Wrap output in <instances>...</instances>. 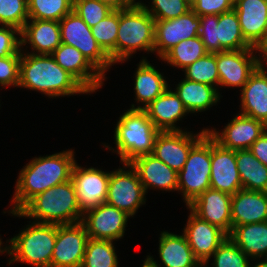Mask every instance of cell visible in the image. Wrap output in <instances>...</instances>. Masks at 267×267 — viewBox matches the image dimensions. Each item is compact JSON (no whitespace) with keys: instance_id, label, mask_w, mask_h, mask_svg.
Wrapping results in <instances>:
<instances>
[{"instance_id":"6da1fadb","label":"cell","mask_w":267,"mask_h":267,"mask_svg":"<svg viewBox=\"0 0 267 267\" xmlns=\"http://www.w3.org/2000/svg\"><path fill=\"white\" fill-rule=\"evenodd\" d=\"M76 161L73 149L33 157L18 173L7 212H18L37 194L69 181Z\"/></svg>"},{"instance_id":"7a4b0ae2","label":"cell","mask_w":267,"mask_h":267,"mask_svg":"<svg viewBox=\"0 0 267 267\" xmlns=\"http://www.w3.org/2000/svg\"><path fill=\"white\" fill-rule=\"evenodd\" d=\"M18 88L38 91L48 98L90 93L51 55L21 52Z\"/></svg>"},{"instance_id":"3957f363","label":"cell","mask_w":267,"mask_h":267,"mask_svg":"<svg viewBox=\"0 0 267 267\" xmlns=\"http://www.w3.org/2000/svg\"><path fill=\"white\" fill-rule=\"evenodd\" d=\"M6 210L4 214L42 224H75L81 222L83 216L71 179L37 194L18 212Z\"/></svg>"},{"instance_id":"277c9868","label":"cell","mask_w":267,"mask_h":267,"mask_svg":"<svg viewBox=\"0 0 267 267\" xmlns=\"http://www.w3.org/2000/svg\"><path fill=\"white\" fill-rule=\"evenodd\" d=\"M124 111L113 131L115 148L110 147L108 143H104L103 147L116 153L120 163H129L138 156L152 154L155 138L160 131L153 125L144 110Z\"/></svg>"},{"instance_id":"5b68a950","label":"cell","mask_w":267,"mask_h":267,"mask_svg":"<svg viewBox=\"0 0 267 267\" xmlns=\"http://www.w3.org/2000/svg\"><path fill=\"white\" fill-rule=\"evenodd\" d=\"M57 238V225L29 221L24 229L5 241L8 264L23 263L34 267H51Z\"/></svg>"},{"instance_id":"8992f818","label":"cell","mask_w":267,"mask_h":267,"mask_svg":"<svg viewBox=\"0 0 267 267\" xmlns=\"http://www.w3.org/2000/svg\"><path fill=\"white\" fill-rule=\"evenodd\" d=\"M155 20L138 2L119 10L116 40V65L128 62L137 51L154 52Z\"/></svg>"},{"instance_id":"52a82bcc","label":"cell","mask_w":267,"mask_h":267,"mask_svg":"<svg viewBox=\"0 0 267 267\" xmlns=\"http://www.w3.org/2000/svg\"><path fill=\"white\" fill-rule=\"evenodd\" d=\"M211 136L206 133L189 151L187 161L178 172L177 193L186 207L210 189Z\"/></svg>"},{"instance_id":"ba28073f","label":"cell","mask_w":267,"mask_h":267,"mask_svg":"<svg viewBox=\"0 0 267 267\" xmlns=\"http://www.w3.org/2000/svg\"><path fill=\"white\" fill-rule=\"evenodd\" d=\"M59 24L61 42L77 48L107 78L106 72L110 71L114 64L95 40L91 28L73 10L64 16Z\"/></svg>"},{"instance_id":"9c48e42d","label":"cell","mask_w":267,"mask_h":267,"mask_svg":"<svg viewBox=\"0 0 267 267\" xmlns=\"http://www.w3.org/2000/svg\"><path fill=\"white\" fill-rule=\"evenodd\" d=\"M110 171L105 203L126 212L133 218L138 209L146 204V192L138 174L130 163H121ZM128 168V169H127Z\"/></svg>"},{"instance_id":"30bf717a","label":"cell","mask_w":267,"mask_h":267,"mask_svg":"<svg viewBox=\"0 0 267 267\" xmlns=\"http://www.w3.org/2000/svg\"><path fill=\"white\" fill-rule=\"evenodd\" d=\"M130 215L107 203L83 212L81 223L89 238L118 241L123 239Z\"/></svg>"},{"instance_id":"8fae6325","label":"cell","mask_w":267,"mask_h":267,"mask_svg":"<svg viewBox=\"0 0 267 267\" xmlns=\"http://www.w3.org/2000/svg\"><path fill=\"white\" fill-rule=\"evenodd\" d=\"M207 133V127L200 132H159L155 138L152 155L167 164L177 173L182 170L191 148Z\"/></svg>"},{"instance_id":"7c38bea8","label":"cell","mask_w":267,"mask_h":267,"mask_svg":"<svg viewBox=\"0 0 267 267\" xmlns=\"http://www.w3.org/2000/svg\"><path fill=\"white\" fill-rule=\"evenodd\" d=\"M87 167L80 166L76 161L71 173L78 205L83 212L105 203L110 179L109 171Z\"/></svg>"},{"instance_id":"4fadbf2b","label":"cell","mask_w":267,"mask_h":267,"mask_svg":"<svg viewBox=\"0 0 267 267\" xmlns=\"http://www.w3.org/2000/svg\"><path fill=\"white\" fill-rule=\"evenodd\" d=\"M186 208L190 212L182 232L195 258L203 267H209L211 256L228 234L218 226L196 216L188 207Z\"/></svg>"},{"instance_id":"5bb4252c","label":"cell","mask_w":267,"mask_h":267,"mask_svg":"<svg viewBox=\"0 0 267 267\" xmlns=\"http://www.w3.org/2000/svg\"><path fill=\"white\" fill-rule=\"evenodd\" d=\"M219 88H243L249 76L256 70L255 49L227 50L216 53ZM235 87V88H234Z\"/></svg>"},{"instance_id":"9a60e30c","label":"cell","mask_w":267,"mask_h":267,"mask_svg":"<svg viewBox=\"0 0 267 267\" xmlns=\"http://www.w3.org/2000/svg\"><path fill=\"white\" fill-rule=\"evenodd\" d=\"M89 236L84 225H57L51 267H81Z\"/></svg>"},{"instance_id":"2e32d148","label":"cell","mask_w":267,"mask_h":267,"mask_svg":"<svg viewBox=\"0 0 267 267\" xmlns=\"http://www.w3.org/2000/svg\"><path fill=\"white\" fill-rule=\"evenodd\" d=\"M267 126L252 117L237 113L224 129L207 127V133L222 147L230 150L249 149L264 133Z\"/></svg>"},{"instance_id":"e0dca14e","label":"cell","mask_w":267,"mask_h":267,"mask_svg":"<svg viewBox=\"0 0 267 267\" xmlns=\"http://www.w3.org/2000/svg\"><path fill=\"white\" fill-rule=\"evenodd\" d=\"M199 16L191 9L186 14L169 20H155L153 54L160 59L183 40L199 35Z\"/></svg>"},{"instance_id":"ac0fdd59","label":"cell","mask_w":267,"mask_h":267,"mask_svg":"<svg viewBox=\"0 0 267 267\" xmlns=\"http://www.w3.org/2000/svg\"><path fill=\"white\" fill-rule=\"evenodd\" d=\"M55 62L71 74L90 95L104 85V77L75 47L61 43L51 54Z\"/></svg>"},{"instance_id":"d6986e66","label":"cell","mask_w":267,"mask_h":267,"mask_svg":"<svg viewBox=\"0 0 267 267\" xmlns=\"http://www.w3.org/2000/svg\"><path fill=\"white\" fill-rule=\"evenodd\" d=\"M210 188L231 195L243 189L236 165V151L222 147L212 137Z\"/></svg>"},{"instance_id":"ffe728a7","label":"cell","mask_w":267,"mask_h":267,"mask_svg":"<svg viewBox=\"0 0 267 267\" xmlns=\"http://www.w3.org/2000/svg\"><path fill=\"white\" fill-rule=\"evenodd\" d=\"M231 200V194L210 188L187 207L196 216L218 226L229 235L232 231Z\"/></svg>"},{"instance_id":"44dd1931","label":"cell","mask_w":267,"mask_h":267,"mask_svg":"<svg viewBox=\"0 0 267 267\" xmlns=\"http://www.w3.org/2000/svg\"><path fill=\"white\" fill-rule=\"evenodd\" d=\"M129 163L137 172L146 194L151 189L177 192L178 173L154 155H141Z\"/></svg>"},{"instance_id":"7402d4cb","label":"cell","mask_w":267,"mask_h":267,"mask_svg":"<svg viewBox=\"0 0 267 267\" xmlns=\"http://www.w3.org/2000/svg\"><path fill=\"white\" fill-rule=\"evenodd\" d=\"M61 43L59 21L29 19L21 30V52L51 55Z\"/></svg>"},{"instance_id":"603a6c76","label":"cell","mask_w":267,"mask_h":267,"mask_svg":"<svg viewBox=\"0 0 267 267\" xmlns=\"http://www.w3.org/2000/svg\"><path fill=\"white\" fill-rule=\"evenodd\" d=\"M134 72V100L130 109L143 110L153 100L163 94L171 84L162 72L153 66L146 57H142ZM138 104V106H136Z\"/></svg>"},{"instance_id":"cb8c5ba5","label":"cell","mask_w":267,"mask_h":267,"mask_svg":"<svg viewBox=\"0 0 267 267\" xmlns=\"http://www.w3.org/2000/svg\"><path fill=\"white\" fill-rule=\"evenodd\" d=\"M143 110L160 132L184 131L178 122L189 114L171 86Z\"/></svg>"},{"instance_id":"d4e9b609","label":"cell","mask_w":267,"mask_h":267,"mask_svg":"<svg viewBox=\"0 0 267 267\" xmlns=\"http://www.w3.org/2000/svg\"><path fill=\"white\" fill-rule=\"evenodd\" d=\"M240 93L239 113L267 126V69L257 67Z\"/></svg>"},{"instance_id":"484cf974","label":"cell","mask_w":267,"mask_h":267,"mask_svg":"<svg viewBox=\"0 0 267 267\" xmlns=\"http://www.w3.org/2000/svg\"><path fill=\"white\" fill-rule=\"evenodd\" d=\"M245 40L254 48L267 34V0H235Z\"/></svg>"},{"instance_id":"4316f807","label":"cell","mask_w":267,"mask_h":267,"mask_svg":"<svg viewBox=\"0 0 267 267\" xmlns=\"http://www.w3.org/2000/svg\"><path fill=\"white\" fill-rule=\"evenodd\" d=\"M158 254L160 264L154 256L147 255L159 267H203L195 258L191 247L183 233L161 231L159 236Z\"/></svg>"},{"instance_id":"83f0119b","label":"cell","mask_w":267,"mask_h":267,"mask_svg":"<svg viewBox=\"0 0 267 267\" xmlns=\"http://www.w3.org/2000/svg\"><path fill=\"white\" fill-rule=\"evenodd\" d=\"M231 221L232 228L267 221V192L241 189L233 194Z\"/></svg>"},{"instance_id":"f1b7e54d","label":"cell","mask_w":267,"mask_h":267,"mask_svg":"<svg viewBox=\"0 0 267 267\" xmlns=\"http://www.w3.org/2000/svg\"><path fill=\"white\" fill-rule=\"evenodd\" d=\"M175 86L174 92L190 114L208 111L209 108L220 103L223 97L215 87L185 78Z\"/></svg>"},{"instance_id":"f546056e","label":"cell","mask_w":267,"mask_h":267,"mask_svg":"<svg viewBox=\"0 0 267 267\" xmlns=\"http://www.w3.org/2000/svg\"><path fill=\"white\" fill-rule=\"evenodd\" d=\"M228 236L251 261L267 254V221L234 226Z\"/></svg>"},{"instance_id":"4dcf8cb0","label":"cell","mask_w":267,"mask_h":267,"mask_svg":"<svg viewBox=\"0 0 267 267\" xmlns=\"http://www.w3.org/2000/svg\"><path fill=\"white\" fill-rule=\"evenodd\" d=\"M236 165L244 190L267 192V166L249 149L236 150Z\"/></svg>"},{"instance_id":"1f68e13d","label":"cell","mask_w":267,"mask_h":267,"mask_svg":"<svg viewBox=\"0 0 267 267\" xmlns=\"http://www.w3.org/2000/svg\"><path fill=\"white\" fill-rule=\"evenodd\" d=\"M216 41L225 50L254 49L244 38L234 9L218 15Z\"/></svg>"},{"instance_id":"d6a6232c","label":"cell","mask_w":267,"mask_h":267,"mask_svg":"<svg viewBox=\"0 0 267 267\" xmlns=\"http://www.w3.org/2000/svg\"><path fill=\"white\" fill-rule=\"evenodd\" d=\"M208 52L205 49L204 43L200 37L189 38L179 42L176 46L171 48L161 59L164 63L169 64L170 67L185 69L199 58L205 56Z\"/></svg>"},{"instance_id":"836d02e7","label":"cell","mask_w":267,"mask_h":267,"mask_svg":"<svg viewBox=\"0 0 267 267\" xmlns=\"http://www.w3.org/2000/svg\"><path fill=\"white\" fill-rule=\"evenodd\" d=\"M115 241L89 238L81 267H119Z\"/></svg>"},{"instance_id":"e575fe53","label":"cell","mask_w":267,"mask_h":267,"mask_svg":"<svg viewBox=\"0 0 267 267\" xmlns=\"http://www.w3.org/2000/svg\"><path fill=\"white\" fill-rule=\"evenodd\" d=\"M119 26V10H113L106 18L91 27L92 35L101 48L116 64V40Z\"/></svg>"},{"instance_id":"d590c367","label":"cell","mask_w":267,"mask_h":267,"mask_svg":"<svg viewBox=\"0 0 267 267\" xmlns=\"http://www.w3.org/2000/svg\"><path fill=\"white\" fill-rule=\"evenodd\" d=\"M29 19L60 21L73 10V0H27Z\"/></svg>"},{"instance_id":"8d00e7d4","label":"cell","mask_w":267,"mask_h":267,"mask_svg":"<svg viewBox=\"0 0 267 267\" xmlns=\"http://www.w3.org/2000/svg\"><path fill=\"white\" fill-rule=\"evenodd\" d=\"M184 78L204 83L218 90L219 74L216 64V53H207L182 70Z\"/></svg>"},{"instance_id":"74e56055","label":"cell","mask_w":267,"mask_h":267,"mask_svg":"<svg viewBox=\"0 0 267 267\" xmlns=\"http://www.w3.org/2000/svg\"><path fill=\"white\" fill-rule=\"evenodd\" d=\"M212 267H250L251 259L229 238L219 245L211 256Z\"/></svg>"},{"instance_id":"f35d334b","label":"cell","mask_w":267,"mask_h":267,"mask_svg":"<svg viewBox=\"0 0 267 267\" xmlns=\"http://www.w3.org/2000/svg\"><path fill=\"white\" fill-rule=\"evenodd\" d=\"M138 1L154 20L174 19L191 10V5L186 0H150V5Z\"/></svg>"},{"instance_id":"ab89813d","label":"cell","mask_w":267,"mask_h":267,"mask_svg":"<svg viewBox=\"0 0 267 267\" xmlns=\"http://www.w3.org/2000/svg\"><path fill=\"white\" fill-rule=\"evenodd\" d=\"M28 20L27 0H0V25L22 30Z\"/></svg>"},{"instance_id":"60d3db41","label":"cell","mask_w":267,"mask_h":267,"mask_svg":"<svg viewBox=\"0 0 267 267\" xmlns=\"http://www.w3.org/2000/svg\"><path fill=\"white\" fill-rule=\"evenodd\" d=\"M73 11L91 28L106 18L113 9L99 0H73Z\"/></svg>"},{"instance_id":"b9f144b4","label":"cell","mask_w":267,"mask_h":267,"mask_svg":"<svg viewBox=\"0 0 267 267\" xmlns=\"http://www.w3.org/2000/svg\"><path fill=\"white\" fill-rule=\"evenodd\" d=\"M200 31L199 37L204 43L208 53H219L225 51L219 41H216V26L218 25V15L199 16Z\"/></svg>"},{"instance_id":"7bdbcfd3","label":"cell","mask_w":267,"mask_h":267,"mask_svg":"<svg viewBox=\"0 0 267 267\" xmlns=\"http://www.w3.org/2000/svg\"><path fill=\"white\" fill-rule=\"evenodd\" d=\"M21 54L0 57V87H16L19 85Z\"/></svg>"},{"instance_id":"ee69618b","label":"cell","mask_w":267,"mask_h":267,"mask_svg":"<svg viewBox=\"0 0 267 267\" xmlns=\"http://www.w3.org/2000/svg\"><path fill=\"white\" fill-rule=\"evenodd\" d=\"M21 54V30L9 25H0V57Z\"/></svg>"},{"instance_id":"f6af8a7d","label":"cell","mask_w":267,"mask_h":267,"mask_svg":"<svg viewBox=\"0 0 267 267\" xmlns=\"http://www.w3.org/2000/svg\"><path fill=\"white\" fill-rule=\"evenodd\" d=\"M235 0H196L191 9L198 16L220 15L234 8Z\"/></svg>"},{"instance_id":"bcb514c9","label":"cell","mask_w":267,"mask_h":267,"mask_svg":"<svg viewBox=\"0 0 267 267\" xmlns=\"http://www.w3.org/2000/svg\"><path fill=\"white\" fill-rule=\"evenodd\" d=\"M251 153L267 166V129L249 148Z\"/></svg>"},{"instance_id":"7dc6e473","label":"cell","mask_w":267,"mask_h":267,"mask_svg":"<svg viewBox=\"0 0 267 267\" xmlns=\"http://www.w3.org/2000/svg\"><path fill=\"white\" fill-rule=\"evenodd\" d=\"M257 58V66L259 68L267 69V34L266 36L254 47Z\"/></svg>"},{"instance_id":"c3c4849f","label":"cell","mask_w":267,"mask_h":267,"mask_svg":"<svg viewBox=\"0 0 267 267\" xmlns=\"http://www.w3.org/2000/svg\"><path fill=\"white\" fill-rule=\"evenodd\" d=\"M107 4L113 10H123L135 6L139 1L137 0H99Z\"/></svg>"},{"instance_id":"681fc988","label":"cell","mask_w":267,"mask_h":267,"mask_svg":"<svg viewBox=\"0 0 267 267\" xmlns=\"http://www.w3.org/2000/svg\"><path fill=\"white\" fill-rule=\"evenodd\" d=\"M141 267H159L155 264L148 256H146L145 260H143V264Z\"/></svg>"},{"instance_id":"f907efd6","label":"cell","mask_w":267,"mask_h":267,"mask_svg":"<svg viewBox=\"0 0 267 267\" xmlns=\"http://www.w3.org/2000/svg\"><path fill=\"white\" fill-rule=\"evenodd\" d=\"M254 262L251 263L250 267H267V263L262 259V260H252ZM256 261V262H255Z\"/></svg>"},{"instance_id":"816d5d0a","label":"cell","mask_w":267,"mask_h":267,"mask_svg":"<svg viewBox=\"0 0 267 267\" xmlns=\"http://www.w3.org/2000/svg\"><path fill=\"white\" fill-rule=\"evenodd\" d=\"M5 250V243L2 241L1 235H0V252H4Z\"/></svg>"},{"instance_id":"f5cc1de1","label":"cell","mask_w":267,"mask_h":267,"mask_svg":"<svg viewBox=\"0 0 267 267\" xmlns=\"http://www.w3.org/2000/svg\"><path fill=\"white\" fill-rule=\"evenodd\" d=\"M190 5H192L196 0H186Z\"/></svg>"},{"instance_id":"db71d44e","label":"cell","mask_w":267,"mask_h":267,"mask_svg":"<svg viewBox=\"0 0 267 267\" xmlns=\"http://www.w3.org/2000/svg\"><path fill=\"white\" fill-rule=\"evenodd\" d=\"M263 260L267 263V254H266V256L263 258Z\"/></svg>"}]
</instances>
